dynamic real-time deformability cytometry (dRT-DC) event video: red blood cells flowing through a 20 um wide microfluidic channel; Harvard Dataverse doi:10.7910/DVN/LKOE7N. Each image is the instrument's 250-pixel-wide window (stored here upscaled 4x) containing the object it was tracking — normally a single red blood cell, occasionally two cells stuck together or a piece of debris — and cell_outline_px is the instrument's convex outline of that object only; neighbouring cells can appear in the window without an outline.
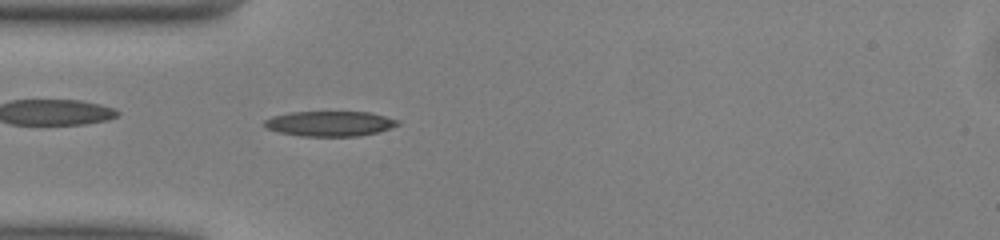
{"species": "common noctule bat (a hibernating species)", "species_latin": "Nyctalus noctula", "temperature_condition": "warm", "stored_images_in_passage": 37, "camera_frame_rate_fps": 3000, "um_per_image_px": 0.085, "animal": {"sex": "male", "body_mass_g": 13.0, "forearm_length_mm": 53.1}, "frame": {"image": 1, "passage_image": 1, "time_ms": 0.0, "image_size_px": [1000, 240], "cell_outline_px": [[400, 124], [376, 132], [360, 136], [300, 136], [280, 132], [268, 128], [264, 124], [264, 120], [272, 116], [288, 112], [372, 112], [400, 120]], "centroid_in_image_um": [28.05, 10.5], "position_along_channel_um": 57.0, "area_um2": 19.48}, "authors_computed_cell_mechanics": {"area_um2": 18.6694, "velocity_mm_per_s": 4.096, "shape_relaxation_time_tau1_ms": 6.4624, "shape_relaxation_time_tau2_ms": 2.9577, "deformation_change_tau1": 0.1948, "deformation_change_tau2": 0.1225}}